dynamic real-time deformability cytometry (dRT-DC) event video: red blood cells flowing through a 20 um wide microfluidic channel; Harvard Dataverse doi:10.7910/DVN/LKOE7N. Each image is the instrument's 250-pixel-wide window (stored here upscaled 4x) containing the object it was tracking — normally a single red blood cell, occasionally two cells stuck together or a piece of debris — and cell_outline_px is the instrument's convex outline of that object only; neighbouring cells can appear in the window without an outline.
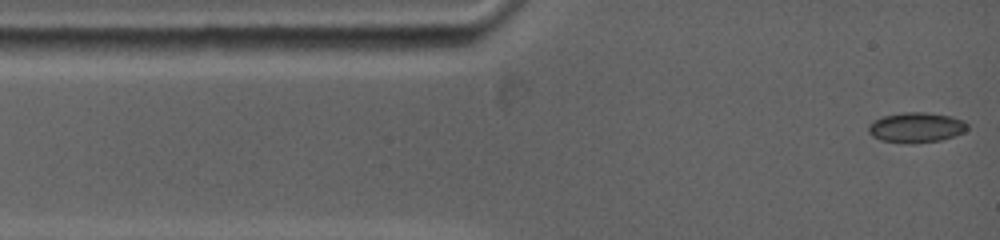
{"species": "common noctule bat (a hibernating species)", "species_latin": "Nyctalus noctula", "temperature_condition": "warm", "stored_images_in_passage": 18, "camera_frame_rate_fps": 5000, "um_per_image_px": 0.085, "animal": {"sex": "female", "body_mass_g": 19.0, "forearm_length_mm": 53.3}, "frame": {"image": 1, "passage_image": 1, "time_ms": 0.0, "image_size_px": [1000, 240], "cell_outline_px": [[968, 128], [964, 132], [940, 140], [912, 144], [904, 144], [880, 140], [872, 136], [868, 132], [868, 124], [872, 120], [884, 116], [904, 112], [924, 112], [952, 116], [964, 120], [968, 124]], "centroid_in_image_um": [77.85, 10.84], "position_along_channel_um": 7.2, "area_um2": 17.63}}